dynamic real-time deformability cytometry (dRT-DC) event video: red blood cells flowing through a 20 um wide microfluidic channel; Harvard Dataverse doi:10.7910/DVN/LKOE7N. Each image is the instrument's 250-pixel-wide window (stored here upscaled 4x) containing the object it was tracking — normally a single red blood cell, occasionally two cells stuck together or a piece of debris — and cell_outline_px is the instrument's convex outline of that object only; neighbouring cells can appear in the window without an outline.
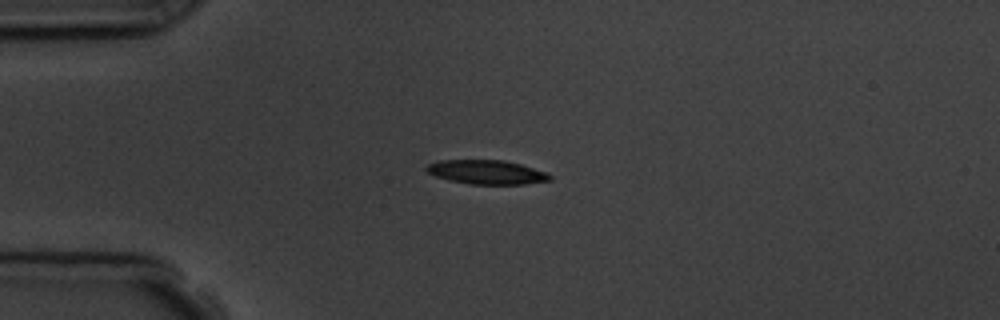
{"species": "common noctule bat (a hibernating species)", "species_latin": "Nyctalus noctula", "temperature_condition": "room temperature", "stored_images_in_passage": 9, "camera_frame_rate_fps": 3000, "um_per_image_px": 0.085, "animal": {"sex": "male", "body_mass_g": 19.5, "forearm_length_mm": 54.6}, "frame": {"image": 1, "passage_image": 3, "time_ms": 2.333, "image_size_px": [1000, 320], "cell_outline_px": [[552, 180], [524, 184], [468, 184], [436, 176], [428, 172], [424, 168], [428, 164], [440, 160], [504, 160], [520, 164], [548, 172], [552, 176]], "centroid_in_image_um": [41.4, 14.63], "position_along_channel_um": 43.6, "area_um2": 17.28}}